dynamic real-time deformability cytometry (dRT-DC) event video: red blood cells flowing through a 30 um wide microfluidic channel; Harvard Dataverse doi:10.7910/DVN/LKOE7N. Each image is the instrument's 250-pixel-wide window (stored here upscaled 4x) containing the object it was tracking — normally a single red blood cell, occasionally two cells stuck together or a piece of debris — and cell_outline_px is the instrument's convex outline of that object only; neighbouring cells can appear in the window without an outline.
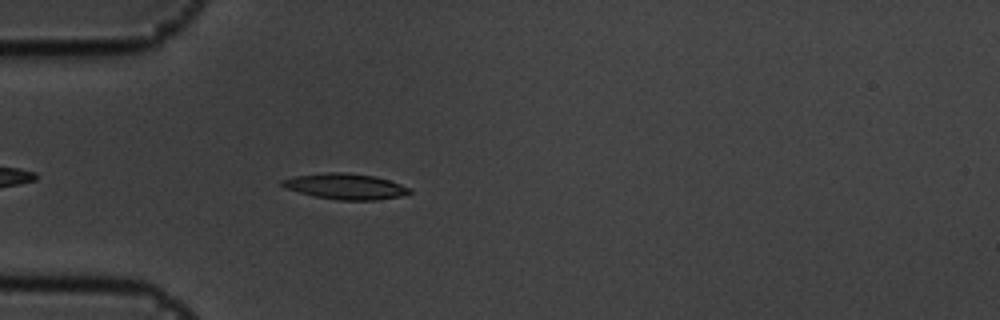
{"species": "common noctule bat (a hibernating species)", "species_latin": "Nyctalus noctula", "temperature_condition": "cold", "stored_images_in_passage": 45, "camera_frame_rate_fps": 3000, "um_per_image_px": 0.085, "animal": {"sex": "male", "body_mass_g": 19.5, "forearm_length_mm": 54.6}, "frame": {"image": 1, "passage_image": 5, "time_ms": 1.333, "image_size_px": [1000, 320], "cell_outline_px": [[412, 192], [400, 196], [376, 200], [336, 200], [316, 196], [284, 188], [280, 184], [280, 180], [296, 176], [328, 172], [344, 172], [376, 176], [412, 188]], "centroid_in_image_um": [29.37, 15.84], "position_along_channel_um": 55.6, "area_um2": 19.07}}
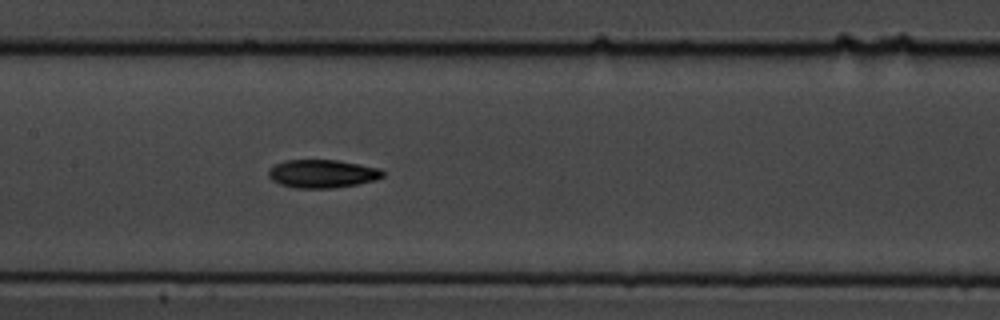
{"frame": {"image": 2, "passage_image": 16, "time_ms": 5.0, "image_size_px": [1000, 320], "cell_outline_px": [[384, 176], [376, 180], [356, 184], [332, 188], [296, 188], [280, 184], [272, 180], [268, 176], [268, 168], [284, 160], [336, 160], [380, 168], [384, 172]], "centroid_in_image_um": [27.38, 14.76], "position_along_channel_um": 180.0, "area_um2": 18.79}}
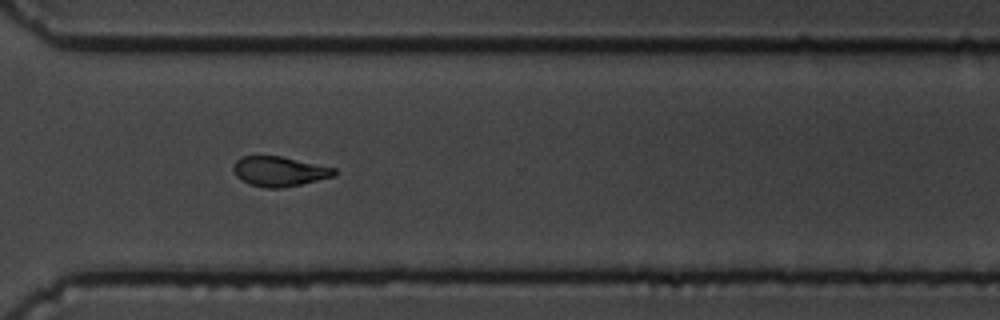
{"frame": {"image": 3, "passage_image": 30, "time_ms": 9.667, "image_size_px": [1000, 320], "cell_outline_px": [[336, 176], [284, 188], [268, 188], [248, 184], [240, 180], [236, 176], [232, 168], [236, 160], [244, 156], [280, 156], [336, 168]], "centroid_in_image_um": [23.74, 14.58], "position_along_channel_um": 346.9, "area_um2": 17.63}, "authors_computed_cell_mechanics": {"area_um2": 18.4382, "velocity_mm_per_s": 3.5777, "shape_relaxation_time_tau1_ms": 3.1319, "shape_relaxation_time_tau2_ms": 4.5194, "deformation_change_tau1": 0.1245, "deformation_change_tau2": 0.1182}}